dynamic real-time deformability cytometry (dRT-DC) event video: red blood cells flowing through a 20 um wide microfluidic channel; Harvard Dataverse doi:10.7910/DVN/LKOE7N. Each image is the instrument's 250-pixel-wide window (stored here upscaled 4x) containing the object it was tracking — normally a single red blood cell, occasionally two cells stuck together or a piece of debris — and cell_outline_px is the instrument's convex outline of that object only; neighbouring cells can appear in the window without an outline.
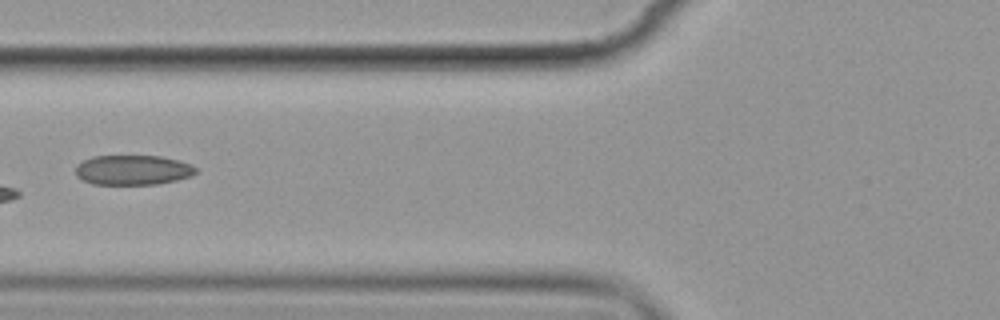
{"species": "common noctule bat (a hibernating species)", "species_latin": "Nyctalus noctula", "temperature_condition": "cold", "stored_images_in_passage": 4, "camera_frame_rate_fps": 3000, "um_per_image_px": 0.085, "animal": {"sex": "female", "body_mass_g": 19.9}, "frame": {"image": 1, "passage_image": 4, "time_ms": 3.667, "image_size_px": [1000, 320], "cell_outline_px": [[196, 172], [192, 176], [176, 180], [156, 184], [92, 184], [76, 176], [76, 164], [92, 156], [160, 156], [180, 160], [192, 164], [196, 168]], "centroid_in_image_um": [11.3, 14.44], "position_along_channel_um": 114.5, "area_um2": 20.98}}